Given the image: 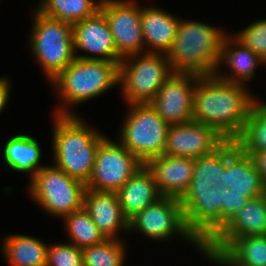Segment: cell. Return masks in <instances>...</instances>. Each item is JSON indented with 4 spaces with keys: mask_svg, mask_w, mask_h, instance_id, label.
Here are the masks:
<instances>
[{
    "mask_svg": "<svg viewBox=\"0 0 266 266\" xmlns=\"http://www.w3.org/2000/svg\"><path fill=\"white\" fill-rule=\"evenodd\" d=\"M248 85L227 82L216 75H199L193 96L194 121L215 129L235 141L250 116L256 95Z\"/></svg>",
    "mask_w": 266,
    "mask_h": 266,
    "instance_id": "obj_1",
    "label": "cell"
},
{
    "mask_svg": "<svg viewBox=\"0 0 266 266\" xmlns=\"http://www.w3.org/2000/svg\"><path fill=\"white\" fill-rule=\"evenodd\" d=\"M54 165L85 185L91 178L99 143L107 136L78 115H52Z\"/></svg>",
    "mask_w": 266,
    "mask_h": 266,
    "instance_id": "obj_2",
    "label": "cell"
},
{
    "mask_svg": "<svg viewBox=\"0 0 266 266\" xmlns=\"http://www.w3.org/2000/svg\"><path fill=\"white\" fill-rule=\"evenodd\" d=\"M202 21L183 20L166 57L173 72L215 75L227 31Z\"/></svg>",
    "mask_w": 266,
    "mask_h": 266,
    "instance_id": "obj_3",
    "label": "cell"
},
{
    "mask_svg": "<svg viewBox=\"0 0 266 266\" xmlns=\"http://www.w3.org/2000/svg\"><path fill=\"white\" fill-rule=\"evenodd\" d=\"M50 84L58 92L61 105L56 107L54 115H78L73 111L74 106L119 87V65L111 61L75 58Z\"/></svg>",
    "mask_w": 266,
    "mask_h": 266,
    "instance_id": "obj_4",
    "label": "cell"
},
{
    "mask_svg": "<svg viewBox=\"0 0 266 266\" xmlns=\"http://www.w3.org/2000/svg\"><path fill=\"white\" fill-rule=\"evenodd\" d=\"M32 15L28 45L48 82H51L76 58L72 24L46 17L36 10Z\"/></svg>",
    "mask_w": 266,
    "mask_h": 266,
    "instance_id": "obj_5",
    "label": "cell"
},
{
    "mask_svg": "<svg viewBox=\"0 0 266 266\" xmlns=\"http://www.w3.org/2000/svg\"><path fill=\"white\" fill-rule=\"evenodd\" d=\"M173 73L166 54L140 53L119 64V88L126 104L150 103Z\"/></svg>",
    "mask_w": 266,
    "mask_h": 266,
    "instance_id": "obj_6",
    "label": "cell"
},
{
    "mask_svg": "<svg viewBox=\"0 0 266 266\" xmlns=\"http://www.w3.org/2000/svg\"><path fill=\"white\" fill-rule=\"evenodd\" d=\"M118 141L144 164L164 153L169 123L150 105L128 104Z\"/></svg>",
    "mask_w": 266,
    "mask_h": 266,
    "instance_id": "obj_7",
    "label": "cell"
},
{
    "mask_svg": "<svg viewBox=\"0 0 266 266\" xmlns=\"http://www.w3.org/2000/svg\"><path fill=\"white\" fill-rule=\"evenodd\" d=\"M27 189L30 198L46 213L62 219L83 207L86 185L52 164L40 169Z\"/></svg>",
    "mask_w": 266,
    "mask_h": 266,
    "instance_id": "obj_8",
    "label": "cell"
},
{
    "mask_svg": "<svg viewBox=\"0 0 266 266\" xmlns=\"http://www.w3.org/2000/svg\"><path fill=\"white\" fill-rule=\"evenodd\" d=\"M141 233L152 241H166L180 236L193 244L204 255L203 245L187 229L180 199L162 196L156 202L140 211L129 221L130 232Z\"/></svg>",
    "mask_w": 266,
    "mask_h": 266,
    "instance_id": "obj_9",
    "label": "cell"
},
{
    "mask_svg": "<svg viewBox=\"0 0 266 266\" xmlns=\"http://www.w3.org/2000/svg\"><path fill=\"white\" fill-rule=\"evenodd\" d=\"M144 163L119 141L106 136L97 149L86 189L117 192Z\"/></svg>",
    "mask_w": 266,
    "mask_h": 266,
    "instance_id": "obj_10",
    "label": "cell"
},
{
    "mask_svg": "<svg viewBox=\"0 0 266 266\" xmlns=\"http://www.w3.org/2000/svg\"><path fill=\"white\" fill-rule=\"evenodd\" d=\"M180 202L187 229L204 247L222 229V189L189 187Z\"/></svg>",
    "mask_w": 266,
    "mask_h": 266,
    "instance_id": "obj_11",
    "label": "cell"
},
{
    "mask_svg": "<svg viewBox=\"0 0 266 266\" xmlns=\"http://www.w3.org/2000/svg\"><path fill=\"white\" fill-rule=\"evenodd\" d=\"M104 14L118 55L125 57L145 53L141 27V7L137 0H102Z\"/></svg>",
    "mask_w": 266,
    "mask_h": 266,
    "instance_id": "obj_12",
    "label": "cell"
},
{
    "mask_svg": "<svg viewBox=\"0 0 266 266\" xmlns=\"http://www.w3.org/2000/svg\"><path fill=\"white\" fill-rule=\"evenodd\" d=\"M198 74L173 72L150 102L158 115L170 125L193 120V96Z\"/></svg>",
    "mask_w": 266,
    "mask_h": 266,
    "instance_id": "obj_13",
    "label": "cell"
},
{
    "mask_svg": "<svg viewBox=\"0 0 266 266\" xmlns=\"http://www.w3.org/2000/svg\"><path fill=\"white\" fill-rule=\"evenodd\" d=\"M250 235H266V193L247 201L204 246L203 257L212 262L234 239Z\"/></svg>",
    "mask_w": 266,
    "mask_h": 266,
    "instance_id": "obj_14",
    "label": "cell"
},
{
    "mask_svg": "<svg viewBox=\"0 0 266 266\" xmlns=\"http://www.w3.org/2000/svg\"><path fill=\"white\" fill-rule=\"evenodd\" d=\"M225 141L212 127L191 120L169 127L163 154L196 159L213 153Z\"/></svg>",
    "mask_w": 266,
    "mask_h": 266,
    "instance_id": "obj_15",
    "label": "cell"
},
{
    "mask_svg": "<svg viewBox=\"0 0 266 266\" xmlns=\"http://www.w3.org/2000/svg\"><path fill=\"white\" fill-rule=\"evenodd\" d=\"M72 35L76 58L111 61L120 64L122 58L116 51L109 25L100 10L91 17L73 23ZM79 50L86 54L76 53Z\"/></svg>",
    "mask_w": 266,
    "mask_h": 266,
    "instance_id": "obj_16",
    "label": "cell"
},
{
    "mask_svg": "<svg viewBox=\"0 0 266 266\" xmlns=\"http://www.w3.org/2000/svg\"><path fill=\"white\" fill-rule=\"evenodd\" d=\"M224 188L254 198L266 193V185L261 179L252 157L244 153L236 141L226 140V165L223 170Z\"/></svg>",
    "mask_w": 266,
    "mask_h": 266,
    "instance_id": "obj_17",
    "label": "cell"
},
{
    "mask_svg": "<svg viewBox=\"0 0 266 266\" xmlns=\"http://www.w3.org/2000/svg\"><path fill=\"white\" fill-rule=\"evenodd\" d=\"M153 174L162 196L181 199L191 185L194 172V159L160 155L144 164Z\"/></svg>",
    "mask_w": 266,
    "mask_h": 266,
    "instance_id": "obj_18",
    "label": "cell"
},
{
    "mask_svg": "<svg viewBox=\"0 0 266 266\" xmlns=\"http://www.w3.org/2000/svg\"><path fill=\"white\" fill-rule=\"evenodd\" d=\"M83 208L106 239H122L119 233L129 232V221L123 214L116 192L86 189Z\"/></svg>",
    "mask_w": 266,
    "mask_h": 266,
    "instance_id": "obj_19",
    "label": "cell"
},
{
    "mask_svg": "<svg viewBox=\"0 0 266 266\" xmlns=\"http://www.w3.org/2000/svg\"><path fill=\"white\" fill-rule=\"evenodd\" d=\"M224 64L230 68L231 73L221 70ZM260 65L261 67L266 66V62L245 47L232 34H227L223 40L220 61L215 75L223 81L247 85L248 81L254 79V73Z\"/></svg>",
    "mask_w": 266,
    "mask_h": 266,
    "instance_id": "obj_20",
    "label": "cell"
},
{
    "mask_svg": "<svg viewBox=\"0 0 266 266\" xmlns=\"http://www.w3.org/2000/svg\"><path fill=\"white\" fill-rule=\"evenodd\" d=\"M180 18L155 6H141L145 52L167 54L177 35Z\"/></svg>",
    "mask_w": 266,
    "mask_h": 266,
    "instance_id": "obj_21",
    "label": "cell"
},
{
    "mask_svg": "<svg viewBox=\"0 0 266 266\" xmlns=\"http://www.w3.org/2000/svg\"><path fill=\"white\" fill-rule=\"evenodd\" d=\"M125 218L130 221L140 211L156 202L162 195L153 174L141 167L117 192Z\"/></svg>",
    "mask_w": 266,
    "mask_h": 266,
    "instance_id": "obj_22",
    "label": "cell"
},
{
    "mask_svg": "<svg viewBox=\"0 0 266 266\" xmlns=\"http://www.w3.org/2000/svg\"><path fill=\"white\" fill-rule=\"evenodd\" d=\"M3 145V161L10 170L29 173L30 180L46 165L42 161V149L39 142L28 134H16Z\"/></svg>",
    "mask_w": 266,
    "mask_h": 266,
    "instance_id": "obj_23",
    "label": "cell"
},
{
    "mask_svg": "<svg viewBox=\"0 0 266 266\" xmlns=\"http://www.w3.org/2000/svg\"><path fill=\"white\" fill-rule=\"evenodd\" d=\"M211 263L218 266H266V235L234 239Z\"/></svg>",
    "mask_w": 266,
    "mask_h": 266,
    "instance_id": "obj_24",
    "label": "cell"
},
{
    "mask_svg": "<svg viewBox=\"0 0 266 266\" xmlns=\"http://www.w3.org/2000/svg\"><path fill=\"white\" fill-rule=\"evenodd\" d=\"M1 248L9 266H46L48 244L34 236L10 234Z\"/></svg>",
    "mask_w": 266,
    "mask_h": 266,
    "instance_id": "obj_25",
    "label": "cell"
},
{
    "mask_svg": "<svg viewBox=\"0 0 266 266\" xmlns=\"http://www.w3.org/2000/svg\"><path fill=\"white\" fill-rule=\"evenodd\" d=\"M101 2L102 0H41L34 9L46 17L73 24L96 14Z\"/></svg>",
    "mask_w": 266,
    "mask_h": 266,
    "instance_id": "obj_26",
    "label": "cell"
},
{
    "mask_svg": "<svg viewBox=\"0 0 266 266\" xmlns=\"http://www.w3.org/2000/svg\"><path fill=\"white\" fill-rule=\"evenodd\" d=\"M226 165V141L213 153L194 159L190 187L224 189L223 170Z\"/></svg>",
    "mask_w": 266,
    "mask_h": 266,
    "instance_id": "obj_27",
    "label": "cell"
},
{
    "mask_svg": "<svg viewBox=\"0 0 266 266\" xmlns=\"http://www.w3.org/2000/svg\"><path fill=\"white\" fill-rule=\"evenodd\" d=\"M256 98L241 135L235 140L244 153L266 150V102Z\"/></svg>",
    "mask_w": 266,
    "mask_h": 266,
    "instance_id": "obj_28",
    "label": "cell"
},
{
    "mask_svg": "<svg viewBox=\"0 0 266 266\" xmlns=\"http://www.w3.org/2000/svg\"><path fill=\"white\" fill-rule=\"evenodd\" d=\"M62 220L70 243L78 248L100 244L106 239L83 207L64 216Z\"/></svg>",
    "mask_w": 266,
    "mask_h": 266,
    "instance_id": "obj_29",
    "label": "cell"
},
{
    "mask_svg": "<svg viewBox=\"0 0 266 266\" xmlns=\"http://www.w3.org/2000/svg\"><path fill=\"white\" fill-rule=\"evenodd\" d=\"M126 249L122 239H105L100 244L84 247L83 266H123Z\"/></svg>",
    "mask_w": 266,
    "mask_h": 266,
    "instance_id": "obj_30",
    "label": "cell"
},
{
    "mask_svg": "<svg viewBox=\"0 0 266 266\" xmlns=\"http://www.w3.org/2000/svg\"><path fill=\"white\" fill-rule=\"evenodd\" d=\"M233 36L266 62V18L247 25Z\"/></svg>",
    "mask_w": 266,
    "mask_h": 266,
    "instance_id": "obj_31",
    "label": "cell"
},
{
    "mask_svg": "<svg viewBox=\"0 0 266 266\" xmlns=\"http://www.w3.org/2000/svg\"><path fill=\"white\" fill-rule=\"evenodd\" d=\"M46 266H83L82 249L74 244H48Z\"/></svg>",
    "mask_w": 266,
    "mask_h": 266,
    "instance_id": "obj_32",
    "label": "cell"
},
{
    "mask_svg": "<svg viewBox=\"0 0 266 266\" xmlns=\"http://www.w3.org/2000/svg\"><path fill=\"white\" fill-rule=\"evenodd\" d=\"M249 200L245 194L222 189V228L245 206Z\"/></svg>",
    "mask_w": 266,
    "mask_h": 266,
    "instance_id": "obj_33",
    "label": "cell"
},
{
    "mask_svg": "<svg viewBox=\"0 0 266 266\" xmlns=\"http://www.w3.org/2000/svg\"><path fill=\"white\" fill-rule=\"evenodd\" d=\"M11 80L6 76L0 78V114L6 108L10 98Z\"/></svg>",
    "mask_w": 266,
    "mask_h": 266,
    "instance_id": "obj_34",
    "label": "cell"
},
{
    "mask_svg": "<svg viewBox=\"0 0 266 266\" xmlns=\"http://www.w3.org/2000/svg\"><path fill=\"white\" fill-rule=\"evenodd\" d=\"M249 154L256 164L257 170L260 173L261 179L266 185V150Z\"/></svg>",
    "mask_w": 266,
    "mask_h": 266,
    "instance_id": "obj_35",
    "label": "cell"
}]
</instances>
